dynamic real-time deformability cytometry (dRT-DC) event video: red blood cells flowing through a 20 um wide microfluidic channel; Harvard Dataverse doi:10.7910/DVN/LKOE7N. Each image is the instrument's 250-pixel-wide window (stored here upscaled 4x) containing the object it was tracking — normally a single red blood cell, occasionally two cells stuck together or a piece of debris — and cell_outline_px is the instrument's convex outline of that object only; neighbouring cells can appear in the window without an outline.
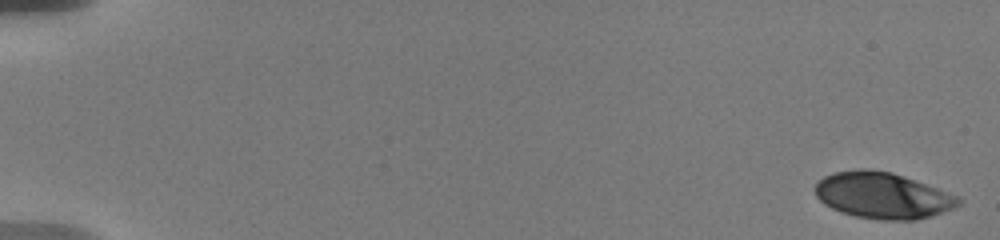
{"species": "human", "species_latin": "Homo sapiens", "temperature_condition": "warm", "stored_images_in_passage": 47, "camera_frame_rate_fps": 3000, "um_per_image_px": 0.085, "donor": {"sex": "male"}, "frame": {"image": 1, "passage_image": 1, "time_ms": 0.0, "image_size_px": [1000, 240], "cell_outline_px": [[964, 200], [960, 204], [952, 208], [916, 220], [880, 220], [856, 216], [840, 212], [824, 204], [816, 196], [812, 188], [816, 180], [824, 176], [836, 172], [860, 168], [864, 168], [892, 172], [904, 176], [960, 196]], "centroid_in_image_um": [74.98, 16.6], "position_along_channel_um": 10.0, "area_um2": 38.84}}
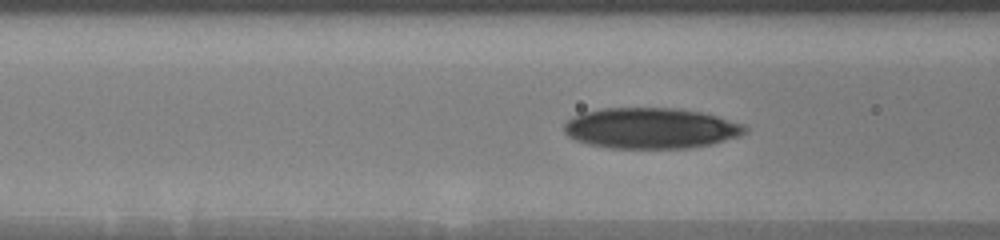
{"frame": {"image": 2, "passage_image": 23, "time_ms": 7.667, "image_size_px": [1000, 240], "cell_outline_px": [[748, 132], [740, 136], [712, 144], [692, 148], [608, 148], [588, 144], [576, 140], [568, 136], [564, 132], [564, 124], [572, 116], [584, 112], [604, 108], [676, 108], [700, 112], [716, 116], [744, 124], [748, 128]], "centroid_in_image_um": [55.33, 10.9], "position_along_channel_um": 111.3, "area_um2": 43.18}}
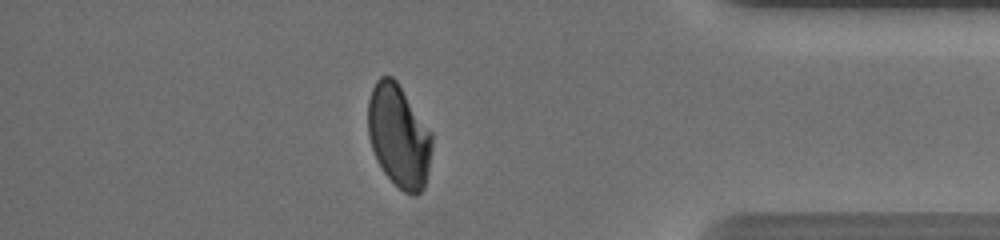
{"frame": {"image": 3, "passage_image": 45, "time_ms": 16.333, "image_size_px": [1000, 240], "cell_outline_px": [[432, 148], [428, 172], [424, 188], [416, 196], [412, 196], [404, 192], [384, 172], [372, 148], [368, 136], [368, 100], [372, 88], [376, 80], [380, 76], [392, 76], [396, 80], [432, 132]], "centroid_in_image_um": [33.91, 11.55], "position_along_channel_um": 401.3, "area_um2": 38.26}}